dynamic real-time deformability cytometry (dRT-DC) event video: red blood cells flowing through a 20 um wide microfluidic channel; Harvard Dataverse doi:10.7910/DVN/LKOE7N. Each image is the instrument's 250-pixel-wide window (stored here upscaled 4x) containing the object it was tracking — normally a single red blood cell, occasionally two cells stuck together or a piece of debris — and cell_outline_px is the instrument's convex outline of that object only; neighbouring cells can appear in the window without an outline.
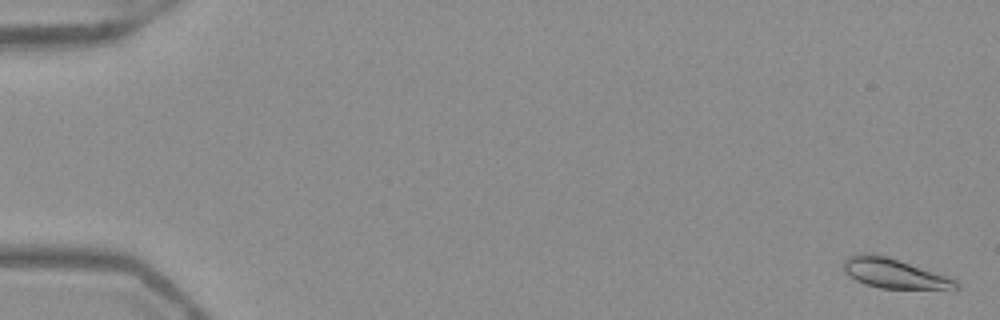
{"species": "Egyptian fruit bat (a non-hibernating species)", "species_latin": "Rousettus aegyptiacus", "temperature_condition": "warm", "stored_images_in_passage": 54, "camera_frame_rate_fps": 3000, "um_per_image_px": 0.085, "frame": {"image": 1, "passage_image": 2, "time_ms": 0.333, "image_size_px": [1000, 320], "cell_outline_px": [[960, 288], [956, 292], [880, 288], [864, 284], [856, 280], [844, 272], [844, 260], [848, 256], [860, 252], [872, 252], [888, 256], [948, 276], [956, 280], [960, 284]], "centroid_in_image_um": [76.14, 23.28], "position_along_channel_um": 8.9, "area_um2": 20.69}}
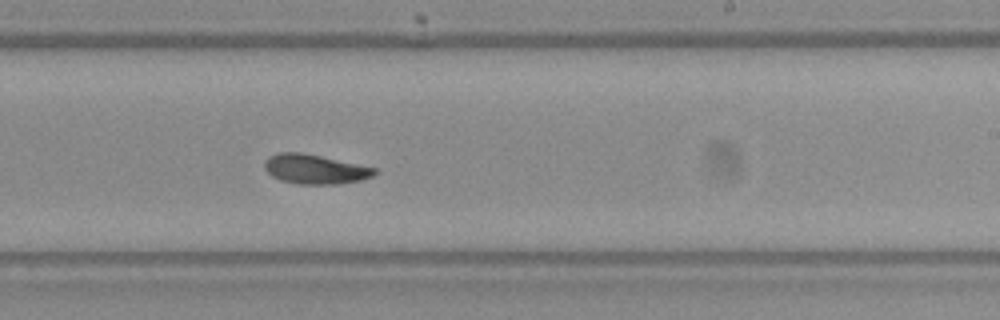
{"frame": {"image": 2, "passage_image": 34, "time_ms": 11.0, "image_size_px": [1000, 320], "cell_outline_px": [[376, 172], [372, 176], [360, 180], [340, 184], [300, 184], [280, 180], [272, 176], [264, 168], [264, 160], [268, 156], [276, 152], [300, 152], [320, 156], [376, 168]], "centroid_in_image_um": [26.72, 14.37], "position_along_channel_um": 262.3, "area_um2": 18.84}}
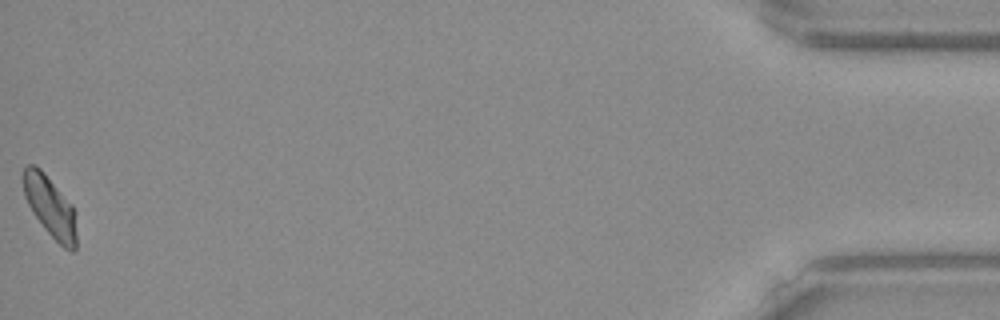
{"frame": {"image": 3, "passage_image": 54, "time_ms": 17.667, "image_size_px": [1000, 320], "cell_outline_px": [[76, 248], [72, 252], [64, 248], [44, 228], [32, 212], [24, 196], [20, 176], [24, 168], [28, 164], [36, 164], [44, 172], [72, 204], [76, 212]], "centroid_in_image_um": [4.24, 17.52], "position_along_channel_um": 431.0, "area_um2": 19.31}, "authors_computed_cell_mechanics": {"area_um2": 19.1896, "velocity_mm_per_s": 3.9138, "shape_relaxation_time_tau1_ms": 4.1284, "shape_relaxation_time_tau2_ms": 2.7156, "deformation_change_tau1": 0.1157, "deformation_change_tau2": 0.0627}}